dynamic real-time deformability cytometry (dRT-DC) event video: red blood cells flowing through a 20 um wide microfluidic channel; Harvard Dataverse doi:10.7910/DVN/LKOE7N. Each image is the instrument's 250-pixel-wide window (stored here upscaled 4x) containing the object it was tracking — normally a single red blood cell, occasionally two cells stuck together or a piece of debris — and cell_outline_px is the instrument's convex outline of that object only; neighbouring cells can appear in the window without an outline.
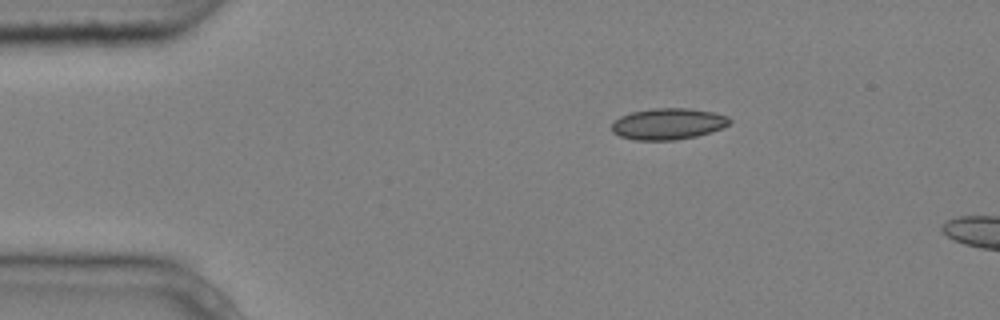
{"species": "common noctule bat (a hibernating species)", "species_latin": "Nyctalus noctula", "temperature_condition": "cold", "stored_images_in_passage": 4, "camera_frame_rate_fps": 3000, "um_per_image_px": 0.085, "animal": {"sex": "male", "body_mass_g": 20.4}, "frame": {"image": 1, "passage_image": 1, "time_ms": 0.0, "image_size_px": [1000, 320], "cell_outline_px": [[732, 120], [728, 124], [720, 128], [696, 136], [676, 140], [632, 140], [620, 136], [612, 132], [612, 124], [620, 116], [632, 112], [652, 108], [688, 108], [712, 112], [728, 116]], "centroid_in_image_um": [56.76, 10.53], "position_along_channel_um": 28.2, "area_um2": 21.39}}
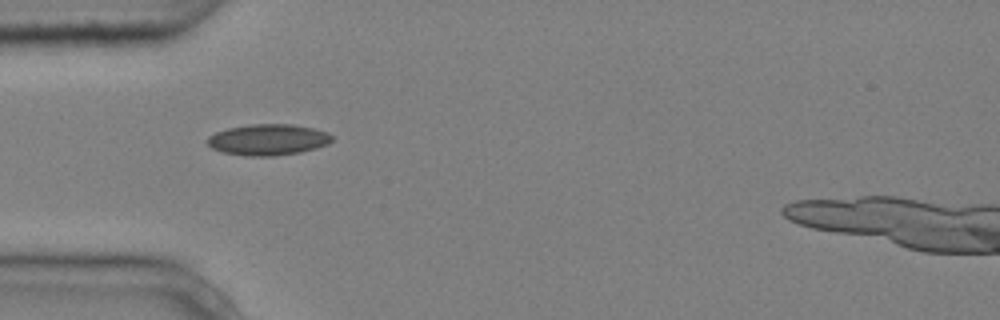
{"frame": {"image": 2, "passage_image": 3, "time_ms": 0.667, "image_size_px": [1000, 320], "cell_outline_px": [[332, 140], [328, 144], [316, 148], [300, 152], [276, 156], [248, 156], [224, 152], [212, 148], [208, 144], [208, 136], [216, 132], [228, 128], [252, 124], [292, 124], [312, 128], [328, 132], [332, 136]], "centroid_in_image_um": [22.8, 11.87], "position_along_channel_um": 62.2, "area_um2": 22.48}}
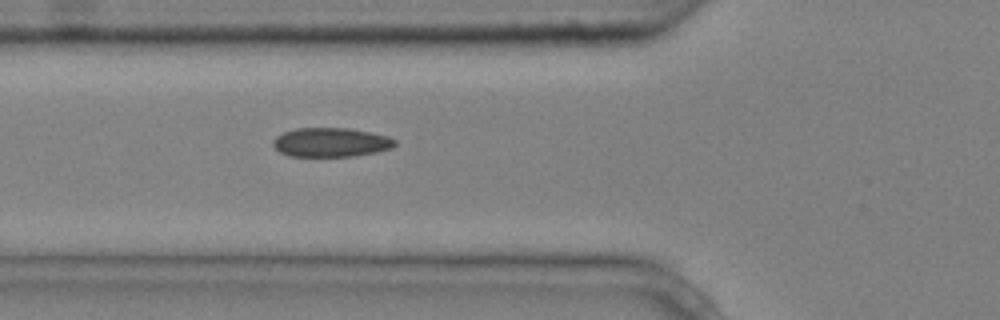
{"frame": {"image": 3, "passage_image": 4, "time_ms": 1.0, "image_size_px": [1000, 320], "cell_outline_px": [[396, 144], [392, 148], [376, 152], [352, 156], [288, 156], [280, 152], [272, 144], [272, 140], [276, 136], [284, 132], [296, 128], [348, 128], [388, 136], [396, 140]], "centroid_in_image_um": [28.11, 12.1], "position_along_channel_um": 97.7, "area_um2": 20.63}}